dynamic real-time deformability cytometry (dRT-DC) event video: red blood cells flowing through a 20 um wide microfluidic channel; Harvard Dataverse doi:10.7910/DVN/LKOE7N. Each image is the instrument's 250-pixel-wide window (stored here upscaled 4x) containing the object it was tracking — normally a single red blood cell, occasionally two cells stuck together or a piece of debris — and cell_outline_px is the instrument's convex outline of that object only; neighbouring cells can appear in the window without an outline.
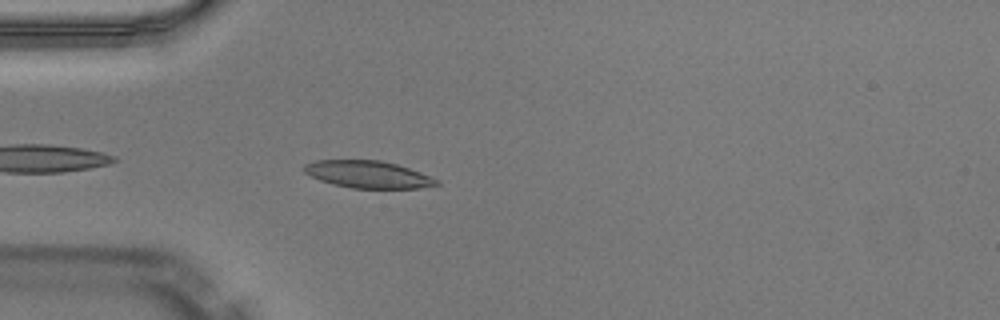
{"species": "Egyptian fruit bat (a non-hibernating species)", "species_latin": "Rousettus aegyptiacus", "temperature_condition": "warm", "stored_images_in_passage": 38, "camera_frame_rate_fps": 3000, "um_per_image_px": 0.085, "animal": {"sex": "male"}, "frame": {"image": 1, "passage_image": 3, "time_ms": 0.667, "image_size_px": [1000, 320], "cell_outline_px": [[440, 184], [416, 188], [352, 188], [332, 184], [320, 180], [304, 172], [300, 168], [304, 164], [316, 160], [380, 160], [396, 164], [420, 172], [440, 180]], "centroid_in_image_um": [31.25, 14.82], "position_along_channel_um": 53.8, "area_um2": 20.98}}
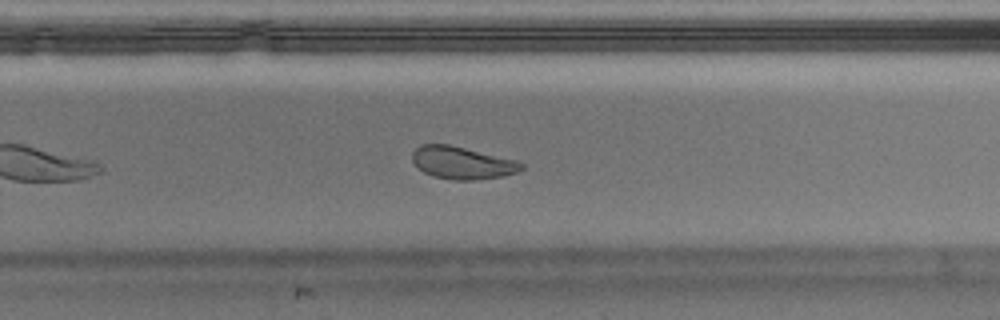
{"frame": {"image": 2, "passage_image": 21, "time_ms": 6.667, "image_size_px": [1000, 320], "cell_outline_px": [[524, 168], [516, 172], [504, 176], [476, 180], [452, 180], [432, 176], [424, 172], [412, 160], [412, 152], [420, 144], [448, 144], [516, 160], [524, 164]], "centroid_in_image_um": [39.28, 13.84], "position_along_channel_um": 290.5, "area_um2": 20.58}}
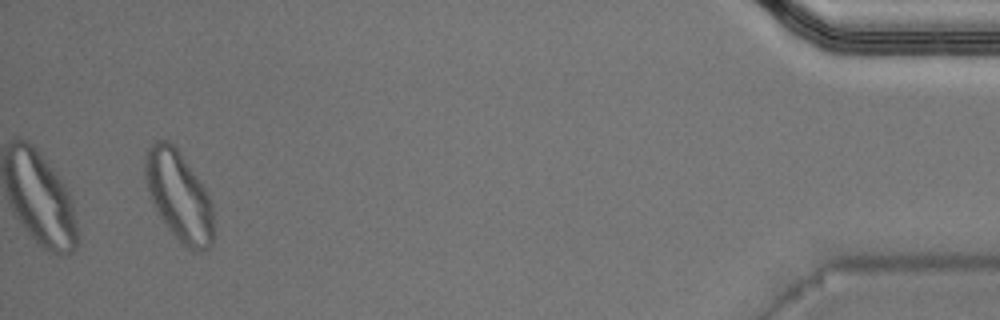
{"frame": {"image": 3, "passage_image": 36, "time_ms": 11.667, "image_size_px": [1000, 320], "cell_outline_px": [[212, 244], [208, 248], [192, 248], [184, 244], [168, 228], [152, 204], [144, 180], [144, 156], [148, 148], [156, 140], [168, 140], [176, 148], [196, 176], [204, 188], [212, 204]], "centroid_in_image_um": [15.14, 16.59], "position_along_channel_um": 420.1, "area_um2": 34.91}, "authors_computed_cell_mechanics": {"area_um2": 21.386, "velocity_mm_per_s": 4.0708, "shape_relaxation_time_tau1_ms": 7.3302, "shape_relaxation_time_tau2_ms": 3.5617, "deformation_change_tau1": 0.1797, "deformation_change_tau2": 0.0696}}